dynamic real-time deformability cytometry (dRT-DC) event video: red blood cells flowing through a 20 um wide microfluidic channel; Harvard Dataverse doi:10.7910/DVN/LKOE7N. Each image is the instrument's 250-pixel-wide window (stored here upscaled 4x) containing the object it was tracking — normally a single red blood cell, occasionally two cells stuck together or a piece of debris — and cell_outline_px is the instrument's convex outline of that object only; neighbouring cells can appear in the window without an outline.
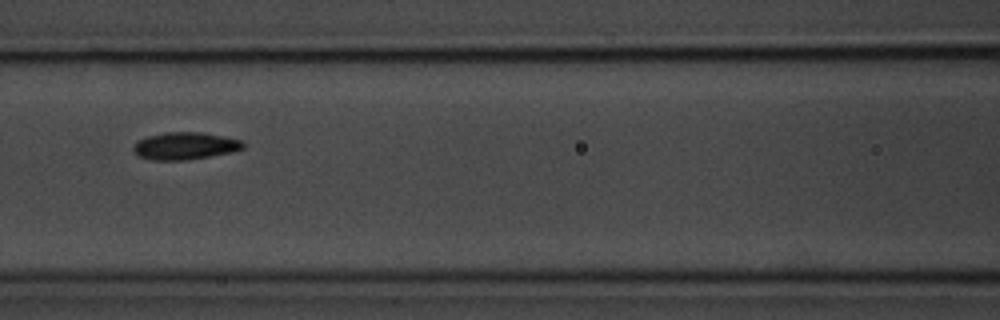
{"species": "common noctule bat (a hibernating species)", "species_latin": "Nyctalus noctula", "temperature_condition": "room temperature", "stored_images_in_passage": 10, "camera_frame_rate_fps": 3000, "um_per_image_px": 0.085, "animal": {"sex": "male", "body_mass_g": 20.1, "forearm_length_mm": 53.5}, "frame": {"image": 1, "passage_image": 4, "time_ms": 3.667, "image_size_px": [1000, 320], "cell_outline_px": [[244, 148], [232, 152], [188, 160], [152, 160], [136, 156], [132, 148], [136, 140], [148, 136], [164, 132], [204, 132], [244, 140]], "centroid_in_image_um": [15.71, 12.4], "position_along_channel_um": 150.9, "area_um2": 17.8}}
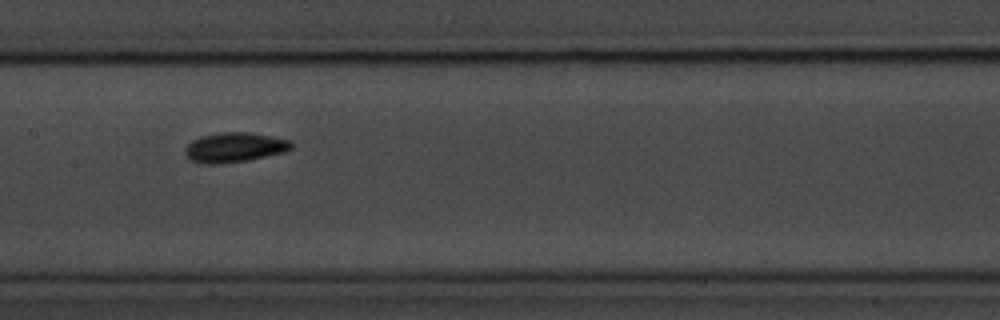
{"frame": {"image": 2, "passage_image": 5, "time_ms": 4.667, "image_size_px": [1000, 320], "cell_outline_px": [[292, 148], [284, 152], [248, 160], [220, 164], [200, 164], [192, 160], [184, 152], [184, 148], [192, 140], [200, 136], [220, 132], [248, 132], [292, 140]], "centroid_in_image_um": [19.92, 12.52], "position_along_channel_um": 187.5, "area_um2": 18.5}}
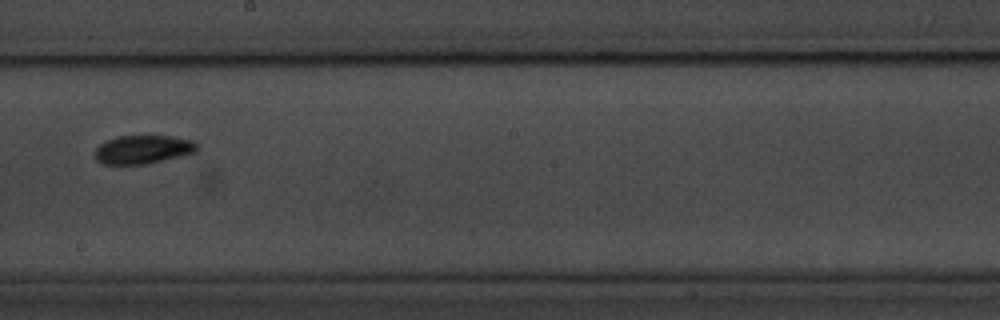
{"frame": {"image": 3, "passage_image": 6, "time_ms": 6.0, "image_size_px": [1000, 320], "cell_outline_px": [[200, 148], [196, 152], [148, 164], [100, 164], [92, 156], [96, 148], [104, 140], [116, 136], [172, 136], [192, 140], [200, 144]], "centroid_in_image_um": [12.13, 12.7], "position_along_channel_um": 236.1, "area_um2": 17.4}, "authors_computed_cell_mechanics": {"area_um2": 17.3689, "velocity_mm_per_s": 3.6717, "shape_relaxation_time_tau1_ms": 1.8083, "shape_relaxation_time_tau2_ms": 2.3876, "deformation_change_tau1": 0.0873, "deformation_change_tau2": 0.0588}}